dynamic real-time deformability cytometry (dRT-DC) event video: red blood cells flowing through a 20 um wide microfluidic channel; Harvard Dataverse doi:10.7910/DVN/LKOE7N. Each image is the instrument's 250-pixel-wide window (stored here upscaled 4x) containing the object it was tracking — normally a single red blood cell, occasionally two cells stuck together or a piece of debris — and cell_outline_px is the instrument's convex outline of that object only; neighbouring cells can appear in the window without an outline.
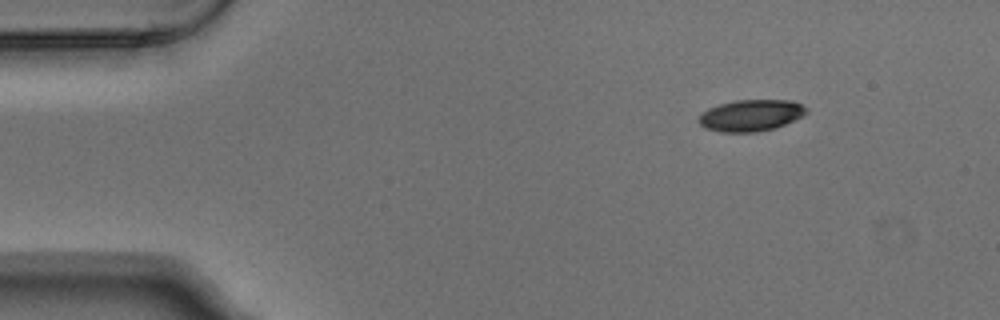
{"species": "Egyptian fruit bat (a non-hibernating species)", "species_latin": "Rousettus aegyptiacus", "temperature_condition": "warm", "stored_images_in_passage": 5, "camera_frame_rate_fps": 3000, "um_per_image_px": 0.085, "animal": {"sex": "male"}, "frame": {"image": 1, "passage_image": 1, "time_ms": 0.0, "image_size_px": [1000, 320], "cell_outline_px": [[808, 112], [804, 116], [784, 124], [772, 128], [756, 132], [720, 132], [704, 128], [696, 120], [708, 108], [720, 104], [736, 100], [792, 100], [800, 104]], "centroid_in_image_um": [63.8, 9.81], "position_along_channel_um": 21.2, "area_um2": 19.65}}
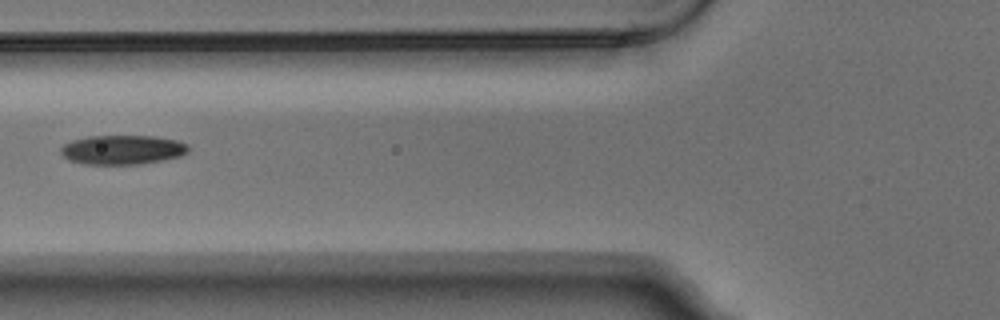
{"frame": {"image": 2, "passage_image": 5, "time_ms": 1.333, "image_size_px": [1000, 320], "cell_outline_px": [[188, 152], [180, 156], [164, 160], [140, 164], [84, 164], [68, 160], [60, 152], [60, 148], [64, 144], [72, 140], [88, 136], [156, 136], [176, 140], [188, 144]], "centroid_in_image_um": [10.4, 12.73], "position_along_channel_um": 115.4, "area_um2": 21.91}}